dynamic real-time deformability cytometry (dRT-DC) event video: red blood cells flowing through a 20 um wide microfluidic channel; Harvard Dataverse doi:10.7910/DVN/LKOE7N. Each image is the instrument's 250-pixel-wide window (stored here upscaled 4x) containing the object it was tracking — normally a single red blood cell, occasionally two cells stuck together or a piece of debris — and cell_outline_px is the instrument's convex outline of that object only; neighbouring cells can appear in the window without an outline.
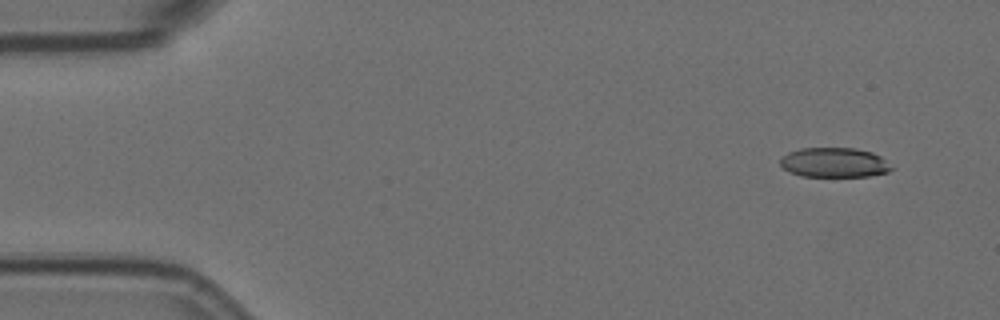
{"species": "Egyptian fruit bat (a non-hibernating species)", "species_latin": "Rousettus aegyptiacus", "temperature_condition": "room temperature", "stored_images_in_passage": 5, "camera_frame_rate_fps": 3000, "um_per_image_px": 0.085, "animal": {"sex": "female"}, "frame": {"image": 1, "passage_image": 2, "time_ms": 0.333, "image_size_px": [1000, 320], "cell_outline_px": [[896, 168], [888, 172], [868, 176], [800, 176], [788, 172], [780, 164], [780, 156], [788, 152], [800, 148], [856, 148], [872, 152], [880, 156]], "centroid_in_image_um": [70.91, 13.81], "position_along_channel_um": 14.1, "area_um2": 19.48}}